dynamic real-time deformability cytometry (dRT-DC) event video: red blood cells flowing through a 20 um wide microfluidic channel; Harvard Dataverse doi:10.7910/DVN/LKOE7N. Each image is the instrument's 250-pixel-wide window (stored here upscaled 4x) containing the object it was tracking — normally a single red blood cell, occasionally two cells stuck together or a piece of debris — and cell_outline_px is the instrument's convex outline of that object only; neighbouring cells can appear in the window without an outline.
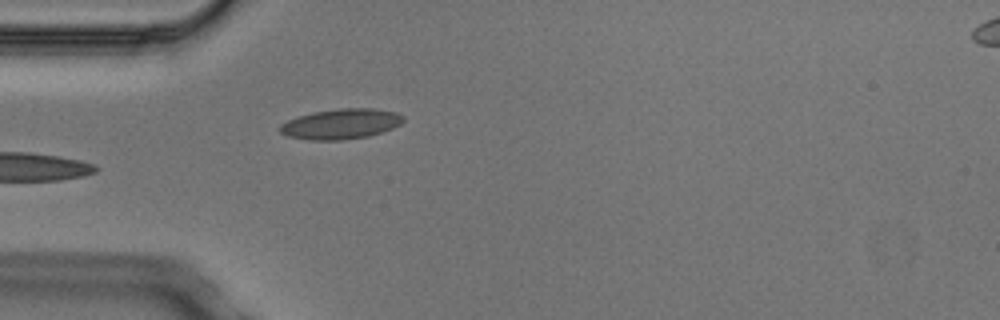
{"species": "Egyptian fruit bat (a non-hibernating species)", "species_latin": "Rousettus aegyptiacus", "temperature_condition": "cold", "stored_images_in_passage": 3, "camera_frame_rate_fps": 3000, "um_per_image_px": 0.085, "animal": {"sex": "male"}, "frame": {"image": 1, "passage_image": 3, "time_ms": 0.667, "image_size_px": [1000, 320], "cell_outline_px": [[404, 120], [400, 124], [392, 128], [368, 136], [340, 140], [308, 140], [288, 136], [280, 132], [276, 128], [280, 124], [288, 120], [312, 112], [340, 108], [372, 108], [396, 112], [404, 116]], "centroid_in_image_um": [28.95, 10.53], "position_along_channel_um": 56.0, "area_um2": 21.73}}